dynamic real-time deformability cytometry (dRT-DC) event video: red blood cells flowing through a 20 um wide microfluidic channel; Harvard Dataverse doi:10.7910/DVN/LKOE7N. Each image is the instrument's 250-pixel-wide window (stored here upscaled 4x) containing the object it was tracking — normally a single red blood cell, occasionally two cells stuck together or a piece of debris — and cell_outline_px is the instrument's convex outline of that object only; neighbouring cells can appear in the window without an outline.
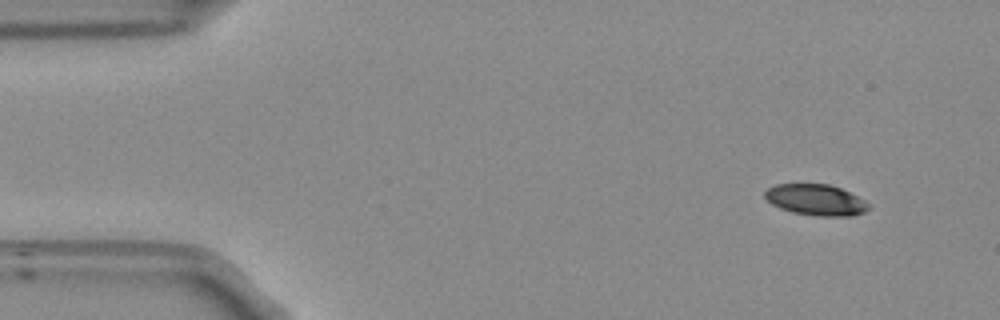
{"species": "Egyptian fruit bat (a non-hibernating species)", "species_latin": "Rousettus aegyptiacus", "temperature_condition": "room temperature", "stored_images_in_passage": 9, "camera_frame_rate_fps": 3000, "um_per_image_px": 0.085, "frame": {"image": 1, "passage_image": 1, "time_ms": 0.0, "image_size_px": [1000, 320], "cell_outline_px": [[872, 208], [864, 212], [852, 216], [816, 216], [792, 212], [780, 208], [772, 204], [764, 196], [764, 192], [768, 188], [776, 184], [828, 184], [840, 188], [864, 200]], "centroid_in_image_um": [69.35, 17.0], "position_along_channel_um": 15.7, "area_um2": 18.73}}